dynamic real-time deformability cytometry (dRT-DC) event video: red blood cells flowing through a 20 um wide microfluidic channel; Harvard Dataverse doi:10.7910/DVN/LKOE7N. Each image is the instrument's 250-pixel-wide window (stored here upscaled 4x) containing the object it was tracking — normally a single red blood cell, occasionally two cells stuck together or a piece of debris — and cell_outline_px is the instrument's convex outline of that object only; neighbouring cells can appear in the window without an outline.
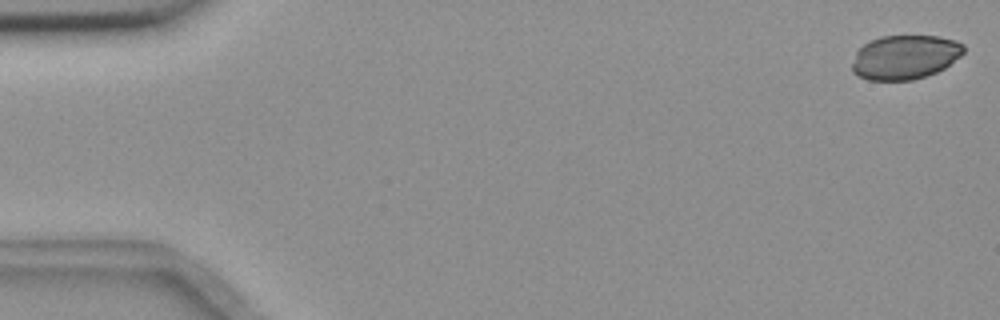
{"species": "common noctule bat (a hibernating species)", "species_latin": "Nyctalus noctula", "temperature_condition": "room temperature", "stored_images_in_passage": 10, "camera_frame_rate_fps": 3000, "um_per_image_px": 0.085, "animal": {"sex": "female", "body_mass_g": 18.4}, "frame": {"image": 1, "passage_image": 1, "time_ms": 0.0, "image_size_px": [1000, 320], "cell_outline_px": [[964, 52], [960, 56], [944, 68], [936, 72], [912, 80], [868, 80], [852, 72], [852, 64], [856, 52], [868, 40], [880, 36], [940, 36], [956, 40], [964, 44]], "centroid_in_image_um": [76.92, 4.84], "position_along_channel_um": 8.1, "area_um2": 28.78}}